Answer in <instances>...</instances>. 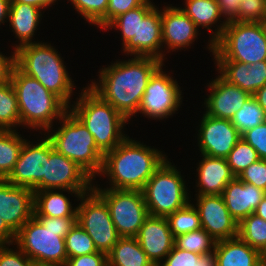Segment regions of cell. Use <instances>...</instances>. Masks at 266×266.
I'll use <instances>...</instances> for the list:
<instances>
[{
	"label": "cell",
	"instance_id": "cell-1",
	"mask_svg": "<svg viewBox=\"0 0 266 266\" xmlns=\"http://www.w3.org/2000/svg\"><path fill=\"white\" fill-rule=\"evenodd\" d=\"M164 62L154 57L134 56L99 70L88 86L128 121L137 115L150 78Z\"/></svg>",
	"mask_w": 266,
	"mask_h": 266
},
{
	"label": "cell",
	"instance_id": "cell-2",
	"mask_svg": "<svg viewBox=\"0 0 266 266\" xmlns=\"http://www.w3.org/2000/svg\"><path fill=\"white\" fill-rule=\"evenodd\" d=\"M168 156L153 146L127 136L116 148L104 154L99 174L105 175L111 189L142 190Z\"/></svg>",
	"mask_w": 266,
	"mask_h": 266
},
{
	"label": "cell",
	"instance_id": "cell-3",
	"mask_svg": "<svg viewBox=\"0 0 266 266\" xmlns=\"http://www.w3.org/2000/svg\"><path fill=\"white\" fill-rule=\"evenodd\" d=\"M77 217L33 216L16 233V244L34 263L64 266L65 237Z\"/></svg>",
	"mask_w": 266,
	"mask_h": 266
},
{
	"label": "cell",
	"instance_id": "cell-4",
	"mask_svg": "<svg viewBox=\"0 0 266 266\" xmlns=\"http://www.w3.org/2000/svg\"><path fill=\"white\" fill-rule=\"evenodd\" d=\"M60 55L48 42L34 41L15 50V65L26 75L38 80L69 107L75 83Z\"/></svg>",
	"mask_w": 266,
	"mask_h": 266
},
{
	"label": "cell",
	"instance_id": "cell-5",
	"mask_svg": "<svg viewBox=\"0 0 266 266\" xmlns=\"http://www.w3.org/2000/svg\"><path fill=\"white\" fill-rule=\"evenodd\" d=\"M11 84L17 96L21 126L24 129L27 127L44 132L52 130L54 122L69 110L58 96L35 78L23 73L16 65L12 70Z\"/></svg>",
	"mask_w": 266,
	"mask_h": 266
},
{
	"label": "cell",
	"instance_id": "cell-6",
	"mask_svg": "<svg viewBox=\"0 0 266 266\" xmlns=\"http://www.w3.org/2000/svg\"><path fill=\"white\" fill-rule=\"evenodd\" d=\"M81 90L69 110L85 125L93 135L97 147L105 154L128 136L123 131L128 120L88 84Z\"/></svg>",
	"mask_w": 266,
	"mask_h": 266
},
{
	"label": "cell",
	"instance_id": "cell-7",
	"mask_svg": "<svg viewBox=\"0 0 266 266\" xmlns=\"http://www.w3.org/2000/svg\"><path fill=\"white\" fill-rule=\"evenodd\" d=\"M59 123L56 131L47 130L44 134L57 152L76 162L95 180L102 170L104 153L97 147L93 135L70 110Z\"/></svg>",
	"mask_w": 266,
	"mask_h": 266
},
{
	"label": "cell",
	"instance_id": "cell-8",
	"mask_svg": "<svg viewBox=\"0 0 266 266\" xmlns=\"http://www.w3.org/2000/svg\"><path fill=\"white\" fill-rule=\"evenodd\" d=\"M185 184L181 171L167 158L141 190L149 215L168 217L191 202Z\"/></svg>",
	"mask_w": 266,
	"mask_h": 266
},
{
	"label": "cell",
	"instance_id": "cell-9",
	"mask_svg": "<svg viewBox=\"0 0 266 266\" xmlns=\"http://www.w3.org/2000/svg\"><path fill=\"white\" fill-rule=\"evenodd\" d=\"M215 61H239L247 65L266 60V37L259 23H227L214 43Z\"/></svg>",
	"mask_w": 266,
	"mask_h": 266
},
{
	"label": "cell",
	"instance_id": "cell-10",
	"mask_svg": "<svg viewBox=\"0 0 266 266\" xmlns=\"http://www.w3.org/2000/svg\"><path fill=\"white\" fill-rule=\"evenodd\" d=\"M93 190L108 205L111 219L121 237H135L149 212L141 190L111 189L93 184Z\"/></svg>",
	"mask_w": 266,
	"mask_h": 266
},
{
	"label": "cell",
	"instance_id": "cell-11",
	"mask_svg": "<svg viewBox=\"0 0 266 266\" xmlns=\"http://www.w3.org/2000/svg\"><path fill=\"white\" fill-rule=\"evenodd\" d=\"M77 201V223L87 232L97 250L108 254L121 238L106 202L92 189Z\"/></svg>",
	"mask_w": 266,
	"mask_h": 266
},
{
	"label": "cell",
	"instance_id": "cell-12",
	"mask_svg": "<svg viewBox=\"0 0 266 266\" xmlns=\"http://www.w3.org/2000/svg\"><path fill=\"white\" fill-rule=\"evenodd\" d=\"M161 66L150 78L145 89L138 114L154 120L169 118L182 104V90L173 75L163 71Z\"/></svg>",
	"mask_w": 266,
	"mask_h": 266
},
{
	"label": "cell",
	"instance_id": "cell-13",
	"mask_svg": "<svg viewBox=\"0 0 266 266\" xmlns=\"http://www.w3.org/2000/svg\"><path fill=\"white\" fill-rule=\"evenodd\" d=\"M94 179L76 162L57 152L49 139V159L42 181L34 192L45 189L91 191Z\"/></svg>",
	"mask_w": 266,
	"mask_h": 266
},
{
	"label": "cell",
	"instance_id": "cell-14",
	"mask_svg": "<svg viewBox=\"0 0 266 266\" xmlns=\"http://www.w3.org/2000/svg\"><path fill=\"white\" fill-rule=\"evenodd\" d=\"M41 140H25L18 161L14 169L6 178L8 182L15 186L34 189L43 179L46 168V160L49 159V138L46 134ZM31 143V144H30Z\"/></svg>",
	"mask_w": 266,
	"mask_h": 266
},
{
	"label": "cell",
	"instance_id": "cell-15",
	"mask_svg": "<svg viewBox=\"0 0 266 266\" xmlns=\"http://www.w3.org/2000/svg\"><path fill=\"white\" fill-rule=\"evenodd\" d=\"M197 133L198 147L202 155L227 158L241 134L231 120L203 114Z\"/></svg>",
	"mask_w": 266,
	"mask_h": 266
},
{
	"label": "cell",
	"instance_id": "cell-16",
	"mask_svg": "<svg viewBox=\"0 0 266 266\" xmlns=\"http://www.w3.org/2000/svg\"><path fill=\"white\" fill-rule=\"evenodd\" d=\"M201 228L216 242L238 236V222L231 216L221 195H196Z\"/></svg>",
	"mask_w": 266,
	"mask_h": 266
},
{
	"label": "cell",
	"instance_id": "cell-17",
	"mask_svg": "<svg viewBox=\"0 0 266 266\" xmlns=\"http://www.w3.org/2000/svg\"><path fill=\"white\" fill-rule=\"evenodd\" d=\"M0 216L17 233L34 216V191L0 179Z\"/></svg>",
	"mask_w": 266,
	"mask_h": 266
},
{
	"label": "cell",
	"instance_id": "cell-18",
	"mask_svg": "<svg viewBox=\"0 0 266 266\" xmlns=\"http://www.w3.org/2000/svg\"><path fill=\"white\" fill-rule=\"evenodd\" d=\"M137 40L138 56L154 57L162 62L167 59V52L162 50L161 9L151 0H146L138 7Z\"/></svg>",
	"mask_w": 266,
	"mask_h": 266
},
{
	"label": "cell",
	"instance_id": "cell-19",
	"mask_svg": "<svg viewBox=\"0 0 266 266\" xmlns=\"http://www.w3.org/2000/svg\"><path fill=\"white\" fill-rule=\"evenodd\" d=\"M162 44L167 52L189 48L198 39L199 28L180 7L171 5L161 9ZM184 48V49H183ZM170 49V50H169Z\"/></svg>",
	"mask_w": 266,
	"mask_h": 266
},
{
	"label": "cell",
	"instance_id": "cell-20",
	"mask_svg": "<svg viewBox=\"0 0 266 266\" xmlns=\"http://www.w3.org/2000/svg\"><path fill=\"white\" fill-rule=\"evenodd\" d=\"M206 87L210 94L204 100V113L215 118L231 120L252 96L240 87L228 83L220 75Z\"/></svg>",
	"mask_w": 266,
	"mask_h": 266
},
{
	"label": "cell",
	"instance_id": "cell-21",
	"mask_svg": "<svg viewBox=\"0 0 266 266\" xmlns=\"http://www.w3.org/2000/svg\"><path fill=\"white\" fill-rule=\"evenodd\" d=\"M154 266H159L174 246L167 217L148 216L135 236Z\"/></svg>",
	"mask_w": 266,
	"mask_h": 266
},
{
	"label": "cell",
	"instance_id": "cell-22",
	"mask_svg": "<svg viewBox=\"0 0 266 266\" xmlns=\"http://www.w3.org/2000/svg\"><path fill=\"white\" fill-rule=\"evenodd\" d=\"M200 155L202 159L196 167V195H221L227 184L235 178L227 159Z\"/></svg>",
	"mask_w": 266,
	"mask_h": 266
},
{
	"label": "cell",
	"instance_id": "cell-23",
	"mask_svg": "<svg viewBox=\"0 0 266 266\" xmlns=\"http://www.w3.org/2000/svg\"><path fill=\"white\" fill-rule=\"evenodd\" d=\"M214 64L224 80L251 95L266 84V60L250 65L239 61H214Z\"/></svg>",
	"mask_w": 266,
	"mask_h": 266
},
{
	"label": "cell",
	"instance_id": "cell-24",
	"mask_svg": "<svg viewBox=\"0 0 266 266\" xmlns=\"http://www.w3.org/2000/svg\"><path fill=\"white\" fill-rule=\"evenodd\" d=\"M265 195V191L237 177L227 184L221 194L229 213L238 223L254 213Z\"/></svg>",
	"mask_w": 266,
	"mask_h": 266
},
{
	"label": "cell",
	"instance_id": "cell-25",
	"mask_svg": "<svg viewBox=\"0 0 266 266\" xmlns=\"http://www.w3.org/2000/svg\"><path fill=\"white\" fill-rule=\"evenodd\" d=\"M184 3L185 6L183 8L180 7L183 12L198 28H206L210 32L211 37L208 40L207 48L210 52H213L214 43L222 36L224 28L227 25L220 16L217 2L215 0H185ZM217 23L218 25H215L217 29L212 30L211 28Z\"/></svg>",
	"mask_w": 266,
	"mask_h": 266
},
{
	"label": "cell",
	"instance_id": "cell-26",
	"mask_svg": "<svg viewBox=\"0 0 266 266\" xmlns=\"http://www.w3.org/2000/svg\"><path fill=\"white\" fill-rule=\"evenodd\" d=\"M63 191L68 194H74L78 199L89 191H75L67 189H45L34 192V216L47 217H77V206L63 194Z\"/></svg>",
	"mask_w": 266,
	"mask_h": 266
},
{
	"label": "cell",
	"instance_id": "cell-27",
	"mask_svg": "<svg viewBox=\"0 0 266 266\" xmlns=\"http://www.w3.org/2000/svg\"><path fill=\"white\" fill-rule=\"evenodd\" d=\"M42 9L29 4L11 2L8 16L9 26L18 39L12 48H17L33 43L35 31L38 30L39 22L42 20ZM37 29V30H36Z\"/></svg>",
	"mask_w": 266,
	"mask_h": 266
},
{
	"label": "cell",
	"instance_id": "cell-28",
	"mask_svg": "<svg viewBox=\"0 0 266 266\" xmlns=\"http://www.w3.org/2000/svg\"><path fill=\"white\" fill-rule=\"evenodd\" d=\"M214 254L217 266H261L260 252L238 236L217 241Z\"/></svg>",
	"mask_w": 266,
	"mask_h": 266
},
{
	"label": "cell",
	"instance_id": "cell-29",
	"mask_svg": "<svg viewBox=\"0 0 266 266\" xmlns=\"http://www.w3.org/2000/svg\"><path fill=\"white\" fill-rule=\"evenodd\" d=\"M107 260L108 266H154L135 237H121Z\"/></svg>",
	"mask_w": 266,
	"mask_h": 266
},
{
	"label": "cell",
	"instance_id": "cell-30",
	"mask_svg": "<svg viewBox=\"0 0 266 266\" xmlns=\"http://www.w3.org/2000/svg\"><path fill=\"white\" fill-rule=\"evenodd\" d=\"M138 7L113 19L104 30L117 29L121 32L122 48L125 55L138 56Z\"/></svg>",
	"mask_w": 266,
	"mask_h": 266
},
{
	"label": "cell",
	"instance_id": "cell-31",
	"mask_svg": "<svg viewBox=\"0 0 266 266\" xmlns=\"http://www.w3.org/2000/svg\"><path fill=\"white\" fill-rule=\"evenodd\" d=\"M18 130H0V179H6L18 161L26 140Z\"/></svg>",
	"mask_w": 266,
	"mask_h": 266
},
{
	"label": "cell",
	"instance_id": "cell-32",
	"mask_svg": "<svg viewBox=\"0 0 266 266\" xmlns=\"http://www.w3.org/2000/svg\"><path fill=\"white\" fill-rule=\"evenodd\" d=\"M21 126L17 96L11 84H0V130H17Z\"/></svg>",
	"mask_w": 266,
	"mask_h": 266
},
{
	"label": "cell",
	"instance_id": "cell-33",
	"mask_svg": "<svg viewBox=\"0 0 266 266\" xmlns=\"http://www.w3.org/2000/svg\"><path fill=\"white\" fill-rule=\"evenodd\" d=\"M238 237L261 253L266 247V221L250 214L238 223Z\"/></svg>",
	"mask_w": 266,
	"mask_h": 266
},
{
	"label": "cell",
	"instance_id": "cell-34",
	"mask_svg": "<svg viewBox=\"0 0 266 266\" xmlns=\"http://www.w3.org/2000/svg\"><path fill=\"white\" fill-rule=\"evenodd\" d=\"M266 121L265 110L258 104L256 99L251 96L238 110L231 122L240 134L252 129Z\"/></svg>",
	"mask_w": 266,
	"mask_h": 266
},
{
	"label": "cell",
	"instance_id": "cell-35",
	"mask_svg": "<svg viewBox=\"0 0 266 266\" xmlns=\"http://www.w3.org/2000/svg\"><path fill=\"white\" fill-rule=\"evenodd\" d=\"M216 243L203 228H200L175 237L174 245L179 249L203 255L214 252Z\"/></svg>",
	"mask_w": 266,
	"mask_h": 266
},
{
	"label": "cell",
	"instance_id": "cell-36",
	"mask_svg": "<svg viewBox=\"0 0 266 266\" xmlns=\"http://www.w3.org/2000/svg\"><path fill=\"white\" fill-rule=\"evenodd\" d=\"M173 237L201 228L197 209L190 202L167 217Z\"/></svg>",
	"mask_w": 266,
	"mask_h": 266
},
{
	"label": "cell",
	"instance_id": "cell-37",
	"mask_svg": "<svg viewBox=\"0 0 266 266\" xmlns=\"http://www.w3.org/2000/svg\"><path fill=\"white\" fill-rule=\"evenodd\" d=\"M159 266H217V261L214 252L199 255L174 245Z\"/></svg>",
	"mask_w": 266,
	"mask_h": 266
},
{
	"label": "cell",
	"instance_id": "cell-38",
	"mask_svg": "<svg viewBox=\"0 0 266 266\" xmlns=\"http://www.w3.org/2000/svg\"><path fill=\"white\" fill-rule=\"evenodd\" d=\"M65 246L68 258L98 252L91 237L78 223L66 235Z\"/></svg>",
	"mask_w": 266,
	"mask_h": 266
},
{
	"label": "cell",
	"instance_id": "cell-39",
	"mask_svg": "<svg viewBox=\"0 0 266 266\" xmlns=\"http://www.w3.org/2000/svg\"><path fill=\"white\" fill-rule=\"evenodd\" d=\"M226 159L231 172L237 177L248 166L260 158L256 150L249 143L240 138Z\"/></svg>",
	"mask_w": 266,
	"mask_h": 266
},
{
	"label": "cell",
	"instance_id": "cell-40",
	"mask_svg": "<svg viewBox=\"0 0 266 266\" xmlns=\"http://www.w3.org/2000/svg\"><path fill=\"white\" fill-rule=\"evenodd\" d=\"M78 14L91 25H95L105 14L108 0H67Z\"/></svg>",
	"mask_w": 266,
	"mask_h": 266
},
{
	"label": "cell",
	"instance_id": "cell-41",
	"mask_svg": "<svg viewBox=\"0 0 266 266\" xmlns=\"http://www.w3.org/2000/svg\"><path fill=\"white\" fill-rule=\"evenodd\" d=\"M266 17V0H242L236 22L259 23Z\"/></svg>",
	"mask_w": 266,
	"mask_h": 266
},
{
	"label": "cell",
	"instance_id": "cell-42",
	"mask_svg": "<svg viewBox=\"0 0 266 266\" xmlns=\"http://www.w3.org/2000/svg\"><path fill=\"white\" fill-rule=\"evenodd\" d=\"M146 0H108L106 14L94 25L102 30L116 17L141 6Z\"/></svg>",
	"mask_w": 266,
	"mask_h": 266
},
{
	"label": "cell",
	"instance_id": "cell-43",
	"mask_svg": "<svg viewBox=\"0 0 266 266\" xmlns=\"http://www.w3.org/2000/svg\"><path fill=\"white\" fill-rule=\"evenodd\" d=\"M237 178L266 192V160L259 159L252 163Z\"/></svg>",
	"mask_w": 266,
	"mask_h": 266
},
{
	"label": "cell",
	"instance_id": "cell-44",
	"mask_svg": "<svg viewBox=\"0 0 266 266\" xmlns=\"http://www.w3.org/2000/svg\"><path fill=\"white\" fill-rule=\"evenodd\" d=\"M241 138L256 150L260 159L266 160V121L242 133Z\"/></svg>",
	"mask_w": 266,
	"mask_h": 266
},
{
	"label": "cell",
	"instance_id": "cell-45",
	"mask_svg": "<svg viewBox=\"0 0 266 266\" xmlns=\"http://www.w3.org/2000/svg\"><path fill=\"white\" fill-rule=\"evenodd\" d=\"M9 246L0 245V266H33L34 262L18 246L14 250Z\"/></svg>",
	"mask_w": 266,
	"mask_h": 266
},
{
	"label": "cell",
	"instance_id": "cell-46",
	"mask_svg": "<svg viewBox=\"0 0 266 266\" xmlns=\"http://www.w3.org/2000/svg\"><path fill=\"white\" fill-rule=\"evenodd\" d=\"M64 266H108L107 254L95 252L68 258Z\"/></svg>",
	"mask_w": 266,
	"mask_h": 266
},
{
	"label": "cell",
	"instance_id": "cell-47",
	"mask_svg": "<svg viewBox=\"0 0 266 266\" xmlns=\"http://www.w3.org/2000/svg\"><path fill=\"white\" fill-rule=\"evenodd\" d=\"M219 6L220 16L226 23L237 19L240 0H215Z\"/></svg>",
	"mask_w": 266,
	"mask_h": 266
},
{
	"label": "cell",
	"instance_id": "cell-48",
	"mask_svg": "<svg viewBox=\"0 0 266 266\" xmlns=\"http://www.w3.org/2000/svg\"><path fill=\"white\" fill-rule=\"evenodd\" d=\"M8 57L0 52V84L11 81L12 70L15 66V51Z\"/></svg>",
	"mask_w": 266,
	"mask_h": 266
},
{
	"label": "cell",
	"instance_id": "cell-49",
	"mask_svg": "<svg viewBox=\"0 0 266 266\" xmlns=\"http://www.w3.org/2000/svg\"><path fill=\"white\" fill-rule=\"evenodd\" d=\"M16 233L5 223L0 216V245H13Z\"/></svg>",
	"mask_w": 266,
	"mask_h": 266
},
{
	"label": "cell",
	"instance_id": "cell-50",
	"mask_svg": "<svg viewBox=\"0 0 266 266\" xmlns=\"http://www.w3.org/2000/svg\"><path fill=\"white\" fill-rule=\"evenodd\" d=\"M58 0H11V2H20L24 4H29L35 7H39L42 10L51 7L52 4L55 5L54 3L57 2Z\"/></svg>",
	"mask_w": 266,
	"mask_h": 266
},
{
	"label": "cell",
	"instance_id": "cell-51",
	"mask_svg": "<svg viewBox=\"0 0 266 266\" xmlns=\"http://www.w3.org/2000/svg\"><path fill=\"white\" fill-rule=\"evenodd\" d=\"M11 0H0V25L8 22Z\"/></svg>",
	"mask_w": 266,
	"mask_h": 266
},
{
	"label": "cell",
	"instance_id": "cell-52",
	"mask_svg": "<svg viewBox=\"0 0 266 266\" xmlns=\"http://www.w3.org/2000/svg\"><path fill=\"white\" fill-rule=\"evenodd\" d=\"M266 113V84L252 95Z\"/></svg>",
	"mask_w": 266,
	"mask_h": 266
},
{
	"label": "cell",
	"instance_id": "cell-53",
	"mask_svg": "<svg viewBox=\"0 0 266 266\" xmlns=\"http://www.w3.org/2000/svg\"><path fill=\"white\" fill-rule=\"evenodd\" d=\"M254 214L260 216L266 221V195L263 197L262 201L256 207Z\"/></svg>",
	"mask_w": 266,
	"mask_h": 266
},
{
	"label": "cell",
	"instance_id": "cell-54",
	"mask_svg": "<svg viewBox=\"0 0 266 266\" xmlns=\"http://www.w3.org/2000/svg\"><path fill=\"white\" fill-rule=\"evenodd\" d=\"M261 255V266H266V247L260 253Z\"/></svg>",
	"mask_w": 266,
	"mask_h": 266
},
{
	"label": "cell",
	"instance_id": "cell-55",
	"mask_svg": "<svg viewBox=\"0 0 266 266\" xmlns=\"http://www.w3.org/2000/svg\"><path fill=\"white\" fill-rule=\"evenodd\" d=\"M259 24L263 30L264 36L266 37V17L262 21H260Z\"/></svg>",
	"mask_w": 266,
	"mask_h": 266
},
{
	"label": "cell",
	"instance_id": "cell-56",
	"mask_svg": "<svg viewBox=\"0 0 266 266\" xmlns=\"http://www.w3.org/2000/svg\"><path fill=\"white\" fill-rule=\"evenodd\" d=\"M33 266H58V265H48V264H37V263H34Z\"/></svg>",
	"mask_w": 266,
	"mask_h": 266
}]
</instances>
